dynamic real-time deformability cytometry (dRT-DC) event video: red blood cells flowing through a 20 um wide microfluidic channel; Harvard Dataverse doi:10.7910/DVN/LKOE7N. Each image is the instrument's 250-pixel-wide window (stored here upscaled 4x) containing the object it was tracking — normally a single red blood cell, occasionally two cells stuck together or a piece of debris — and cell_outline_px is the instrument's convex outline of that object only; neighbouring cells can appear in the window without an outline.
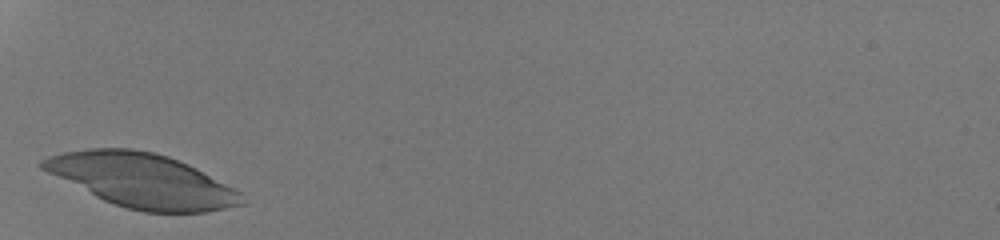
{"species": "human", "species_latin": "Homo sapiens", "temperature_condition": "room temperature", "stored_images_in_passage": 11, "camera_frame_rate_fps": 3000, "um_per_image_px": 0.085, "donor": {"sex": "male"}, "frame": {"image": 1, "passage_image": 1, "time_ms": 0.0, "image_size_px": [1000, 240], "cell_outline_px": [[244, 204], [204, 212], [144, 212], [124, 208], [104, 200], [40, 168], [36, 164], [40, 160], [48, 156], [64, 152], [88, 148], [132, 148], [156, 152], [168, 156], [188, 164], [196, 168], [240, 192]], "centroid_in_image_um": [12.04, 15.32], "position_along_channel_um": 73.0, "area_um2": 62.02}}